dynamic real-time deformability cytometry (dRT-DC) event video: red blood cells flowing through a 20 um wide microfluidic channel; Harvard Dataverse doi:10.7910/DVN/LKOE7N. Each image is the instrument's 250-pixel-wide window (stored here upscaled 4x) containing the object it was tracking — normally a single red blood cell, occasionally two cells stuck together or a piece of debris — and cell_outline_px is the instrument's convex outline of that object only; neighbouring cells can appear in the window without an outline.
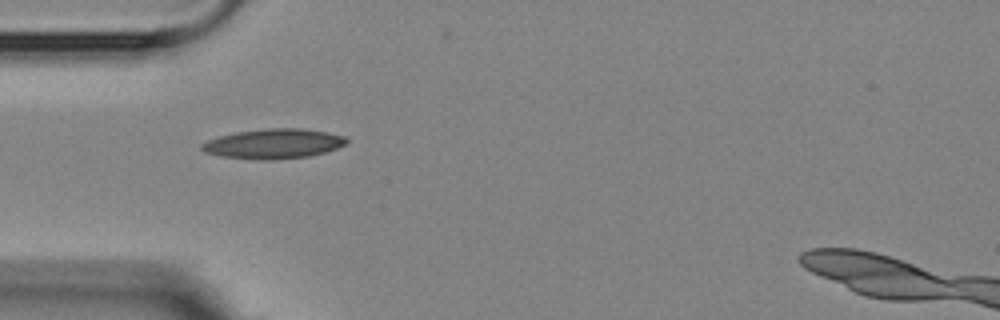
{"species": "Egyptian fruit bat (a non-hibernating species)", "species_latin": "Rousettus aegyptiacus", "temperature_condition": "room temperature", "stored_images_in_passage": 5, "camera_frame_rate_fps": 3000, "um_per_image_px": 0.085, "animal": {"sex": "female"}, "frame": {"image": 1, "passage_image": 4, "time_ms": 4.667, "image_size_px": [1000, 320], "cell_outline_px": [[348, 140], [344, 144], [336, 148], [324, 152], [308, 156], [272, 160], [252, 160], [220, 156], [204, 152], [200, 148], [200, 144], [208, 140], [220, 136], [236, 132], [268, 128], [300, 128], [328, 132], [344, 136]], "centroid_in_image_um": [23.21, 12.22], "position_along_channel_um": 61.8, "area_um2": 25.14}}
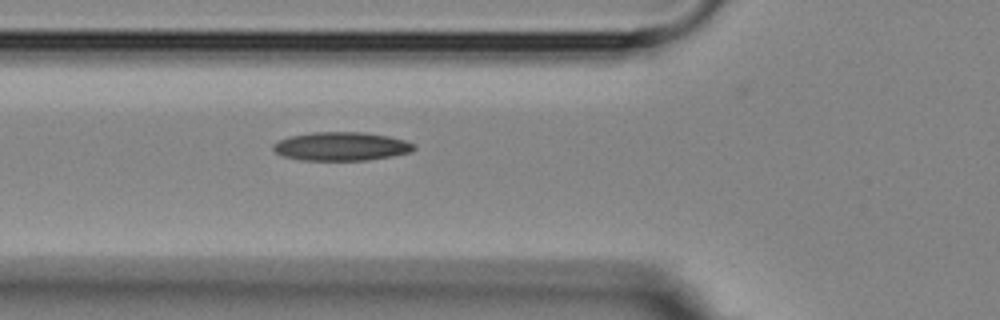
{"frame": {"image": 2, "passage_image": 5, "time_ms": 5.667, "image_size_px": [1000, 320], "cell_outline_px": [[416, 148], [412, 152], [392, 156], [368, 160], [300, 160], [284, 156], [276, 152], [272, 148], [272, 144], [288, 136], [312, 132], [364, 132], [388, 136], [404, 140], [416, 144]], "centroid_in_image_um": [29.02, 12.44], "position_along_channel_um": 96.8, "area_um2": 23.58}}